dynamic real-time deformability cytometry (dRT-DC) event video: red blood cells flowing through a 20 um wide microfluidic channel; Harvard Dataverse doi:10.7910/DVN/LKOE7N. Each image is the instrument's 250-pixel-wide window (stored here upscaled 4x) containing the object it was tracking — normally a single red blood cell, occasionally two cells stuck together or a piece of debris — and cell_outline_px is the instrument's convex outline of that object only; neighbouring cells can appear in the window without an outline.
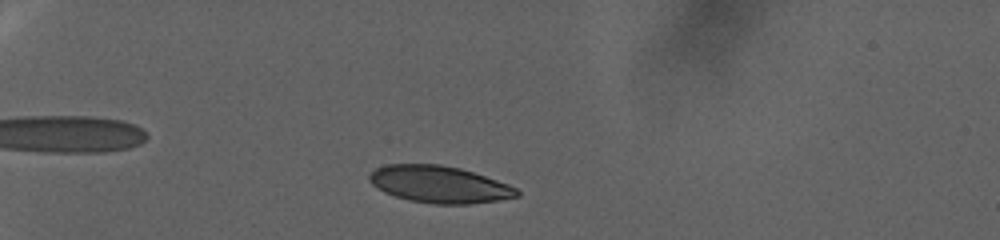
{"species": "human", "species_latin": "Homo sapiens", "temperature_condition": "warm", "stored_images_in_passage": 64, "camera_frame_rate_fps": 3000, "um_per_image_px": 0.085, "donor": {"sex": "female"}, "frame": {"image": 1, "passage_image": 2, "time_ms": 0.333, "image_size_px": [1000, 240], "cell_outline_px": [[520, 196], [500, 200], [468, 204], [432, 204], [408, 200], [384, 192], [372, 184], [368, 180], [368, 176], [376, 168], [388, 164], [440, 164], [460, 168], [508, 184], [516, 188], [520, 192]], "centroid_in_image_um": [37.34, 15.68], "position_along_channel_um": 47.7, "area_um2": 31.73}}
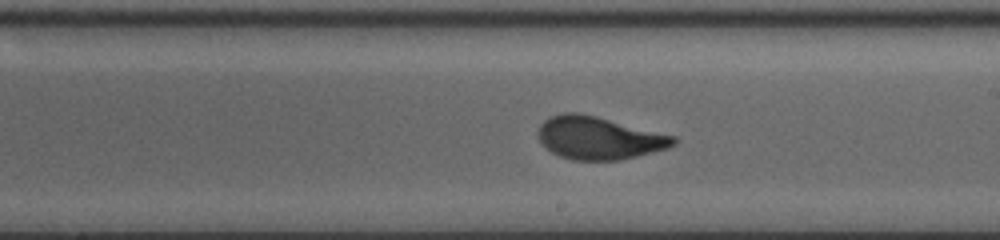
{"frame": {"image": 2, "passage_image": 33, "time_ms": 10.667, "image_size_px": [1000, 240], "cell_outline_px": [[680, 140], [676, 144], [668, 148], [620, 160], [572, 160], [560, 156], [552, 152], [540, 140], [536, 132], [540, 124], [544, 120], [552, 116], [564, 112], [576, 112], [596, 116], [676, 136]], "centroid_in_image_um": [50.93, 11.72], "position_along_channel_um": 238.1, "area_um2": 33.7}}
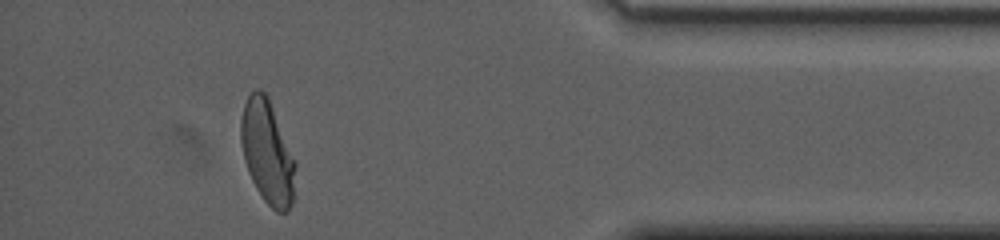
{"frame": {"image": 3, "passage_image": 58, "time_ms": 19.0, "image_size_px": [1000, 240], "cell_outline_px": [[296, 168], [292, 204], [288, 212], [276, 212], [264, 200], [256, 188], [248, 172], [244, 160], [240, 140], [240, 120], [244, 104], [248, 96], [256, 88], [260, 88], [268, 96], [296, 164]], "centroid_in_image_um": [22.71, 12.94], "position_along_channel_um": 412.5, "area_um2": 32.77}, "authors_computed_cell_mechanics": {"area_um2": 33.1194, "velocity_mm_per_s": 2.4329, "shape_relaxation_time_tau1_ms": 7.276, "shape_relaxation_time_tau2_ms": null, "deformation_change_tau1": 0.1935, "deformation_change_tau2": null}}